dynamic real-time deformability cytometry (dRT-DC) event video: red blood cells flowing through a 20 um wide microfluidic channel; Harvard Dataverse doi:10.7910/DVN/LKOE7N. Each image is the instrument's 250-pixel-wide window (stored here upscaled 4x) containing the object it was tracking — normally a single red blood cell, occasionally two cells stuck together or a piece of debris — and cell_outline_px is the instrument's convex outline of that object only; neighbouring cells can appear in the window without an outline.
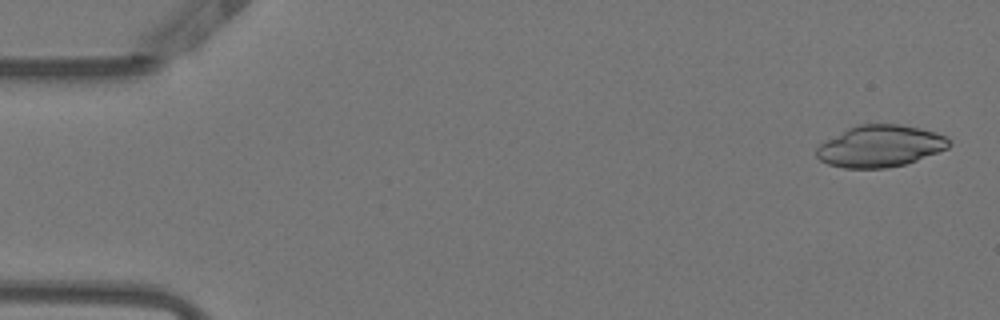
{"species": "Egyptian fruit bat (a non-hibernating species)", "species_latin": "Rousettus aegyptiacus", "temperature_condition": "warm", "stored_images_in_passage": 26, "camera_frame_rate_fps": 3000, "um_per_image_px": 0.085, "animal": {"sex": "female"}, "frame": {"image": 1, "passage_image": 2, "time_ms": 0.333, "image_size_px": [1000, 320], "cell_outline_px": [[952, 144], [948, 148], [916, 160], [904, 164], [888, 168], [844, 168], [828, 164], [820, 160], [816, 156], [816, 148], [820, 144], [848, 128], [860, 124], [900, 124], [920, 128], [936, 132], [948, 136]], "centroid_in_image_um": [74.84, 12.42], "position_along_channel_um": 10.2, "area_um2": 32.19}}